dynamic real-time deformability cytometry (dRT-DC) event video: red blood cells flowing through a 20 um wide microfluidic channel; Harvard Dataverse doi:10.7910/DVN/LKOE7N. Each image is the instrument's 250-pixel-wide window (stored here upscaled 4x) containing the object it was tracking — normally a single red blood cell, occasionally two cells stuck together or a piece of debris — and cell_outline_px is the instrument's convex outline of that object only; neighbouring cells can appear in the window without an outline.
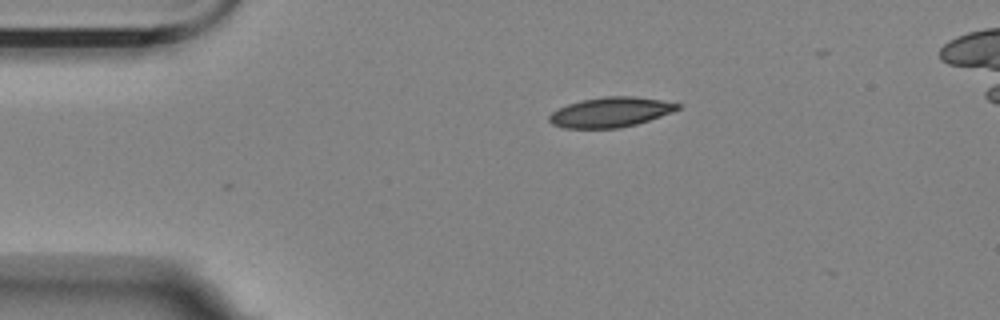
{"species": "Egyptian fruit bat (a non-hibernating species)", "species_latin": "Rousettus aegyptiacus", "temperature_condition": "room temperature", "stored_images_in_passage": 5, "camera_frame_rate_fps": 3000, "um_per_image_px": 0.085, "animal": {"sex": "female"}, "frame": {"image": 1, "passage_image": 1, "time_ms": 0.0, "image_size_px": [1000, 320], "cell_outline_px": [[684, 104], [680, 108], [672, 112], [636, 124], [620, 128], [564, 128], [552, 124], [548, 120], [548, 116], [552, 112], [568, 104], [580, 100], [604, 96], [628, 96], [660, 100]], "centroid_in_image_um": [51.89, 9.53], "position_along_channel_um": 33.1, "area_um2": 22.31}}
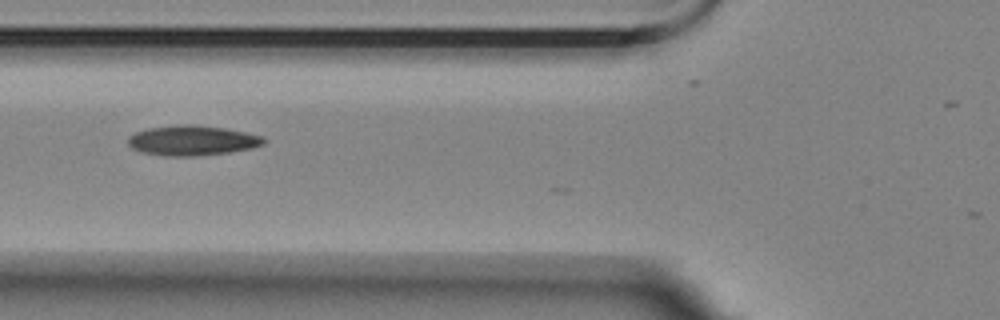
{"frame": {"image": 2, "passage_image": 4, "time_ms": 3.333, "image_size_px": [1000, 320], "cell_outline_px": [[268, 140], [264, 144], [252, 148], [228, 152], [192, 156], [164, 156], [144, 152], [132, 148], [128, 144], [128, 136], [136, 132], [148, 128], [176, 124], [192, 124], [224, 128], [264, 136]], "centroid_in_image_um": [16.35, 11.93], "position_along_channel_um": 109.4, "area_um2": 23.76}}